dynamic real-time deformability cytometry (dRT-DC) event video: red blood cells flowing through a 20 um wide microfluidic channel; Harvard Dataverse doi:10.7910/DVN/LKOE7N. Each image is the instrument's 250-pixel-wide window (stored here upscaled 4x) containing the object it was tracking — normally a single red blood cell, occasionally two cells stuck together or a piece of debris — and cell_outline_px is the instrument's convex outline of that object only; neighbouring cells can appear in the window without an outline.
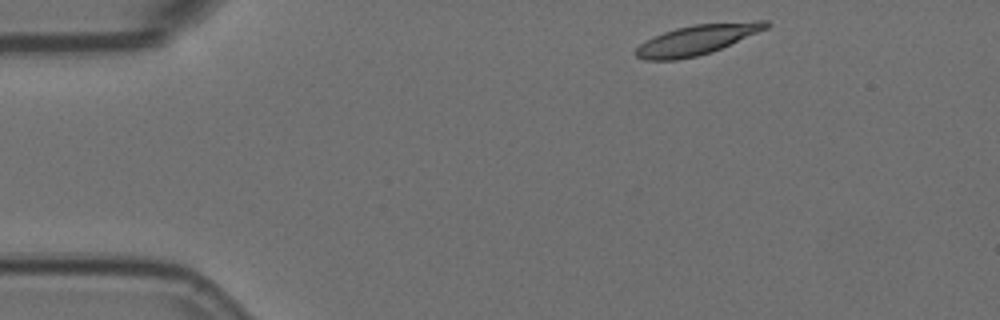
{"species": "Egyptian fruit bat (a non-hibernating species)", "species_latin": "Rousettus aegyptiacus", "temperature_condition": "room temperature", "stored_images_in_passage": 3, "camera_frame_rate_fps": 3000, "um_per_image_px": 0.085, "animal": {"sex": "female"}, "frame": {"image": 1, "passage_image": 1, "time_ms": 0.0, "image_size_px": [1000, 320], "cell_outline_px": [[772, 24], [768, 28], [712, 52], [696, 56], [676, 60], [644, 60], [636, 56], [636, 48], [644, 40], [652, 36], [676, 28], [696, 24], [756, 20], [768, 20]], "centroid_in_image_um": [59.26, 3.36], "position_along_channel_um": 25.7, "area_um2": 22.83}}